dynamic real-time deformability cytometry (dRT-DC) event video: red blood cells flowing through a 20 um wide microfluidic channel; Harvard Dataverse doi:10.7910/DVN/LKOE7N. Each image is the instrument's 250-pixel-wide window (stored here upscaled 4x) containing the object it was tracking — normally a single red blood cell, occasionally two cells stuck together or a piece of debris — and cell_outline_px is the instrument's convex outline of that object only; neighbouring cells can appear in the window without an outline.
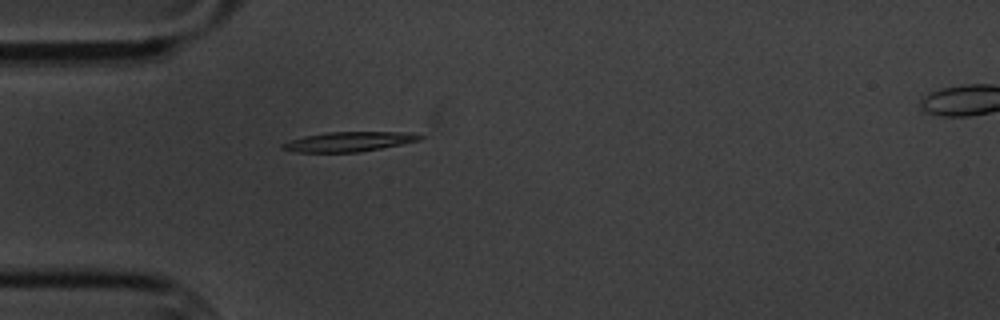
{"species": "common noctule bat (a hibernating species)", "species_latin": "Nyctalus noctula", "temperature_condition": "cold", "stored_images_in_passage": 2, "camera_frame_rate_fps": 3000, "um_per_image_px": 0.085, "animal": {"sex": "male", "body_mass_g": 20.1, "forearm_length_mm": 53.5}, "frame": {"image": 1, "passage_image": 1, "time_ms": 0.0, "image_size_px": [1000, 320], "cell_outline_px": [[424, 136], [420, 140], [360, 152], [292, 152], [280, 148], [280, 144], [304, 136], [324, 132], [412, 132]], "centroid_in_image_um": [29.62, 12.04], "position_along_channel_um": 55.4, "area_um2": 15.78}}